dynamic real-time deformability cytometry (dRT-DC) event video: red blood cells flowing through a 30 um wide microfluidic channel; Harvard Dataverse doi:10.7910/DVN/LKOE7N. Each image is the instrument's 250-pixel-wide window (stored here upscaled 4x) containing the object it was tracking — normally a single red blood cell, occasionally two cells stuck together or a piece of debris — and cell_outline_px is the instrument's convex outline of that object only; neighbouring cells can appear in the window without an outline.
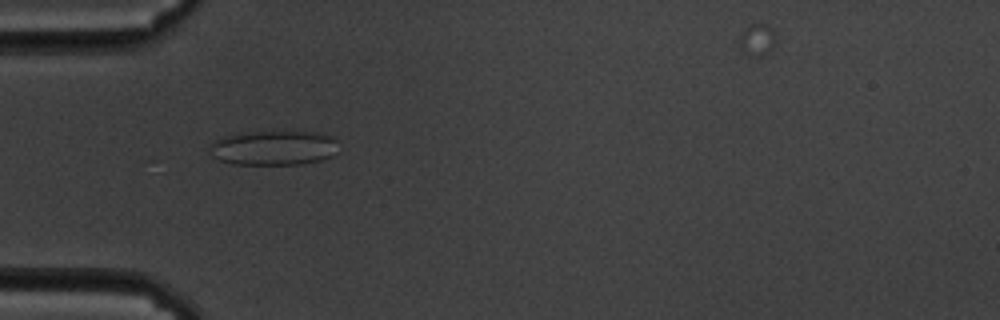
{"species": "common noctule bat (a hibernating species)", "species_latin": "Nyctalus noctula", "temperature_condition": "cold", "stored_images_in_passage": 12, "camera_frame_rate_fps": 3000, "um_per_image_px": 0.085, "animal": {"sex": "male", "body_mass_g": 19.5, "forearm_length_mm": 54.6}, "frame": {"image": 1, "passage_image": 3, "time_ms": 0.667, "image_size_px": [1000, 320], "cell_outline_px": [[336, 140], [332, 156], [320, 160], [300, 164], [232, 164], [220, 160], [212, 156], [208, 152], [212, 144], [216, 140], [224, 136], [236, 132], [284, 128], [316, 132], [332, 136]], "centroid_in_image_um": [23.22, 12.5], "position_along_channel_um": 61.8, "area_um2": 26.99}}
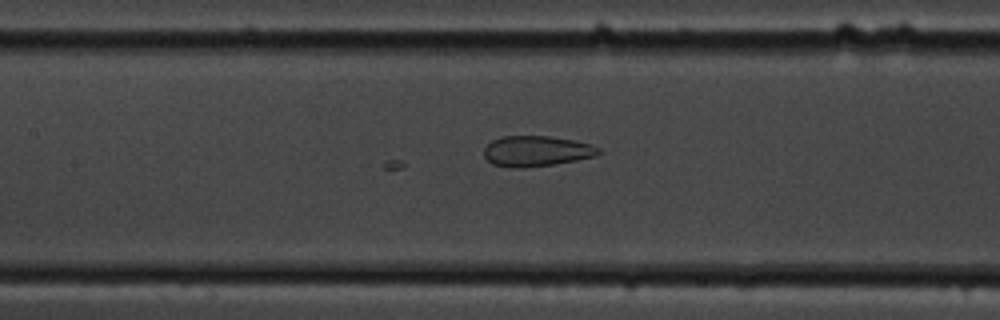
{"frame": {"image": 2, "passage_image": 12, "time_ms": 3.667, "image_size_px": [1000, 320], "cell_outline_px": [[600, 152], [596, 156], [576, 160], [552, 164], [524, 168], [516, 168], [492, 164], [484, 156], [484, 148], [492, 140], [504, 136], [548, 136], [572, 140], [592, 144], [600, 148]], "centroid_in_image_um": [45.6, 12.84], "position_along_channel_um": 161.8, "area_um2": 20.29}}